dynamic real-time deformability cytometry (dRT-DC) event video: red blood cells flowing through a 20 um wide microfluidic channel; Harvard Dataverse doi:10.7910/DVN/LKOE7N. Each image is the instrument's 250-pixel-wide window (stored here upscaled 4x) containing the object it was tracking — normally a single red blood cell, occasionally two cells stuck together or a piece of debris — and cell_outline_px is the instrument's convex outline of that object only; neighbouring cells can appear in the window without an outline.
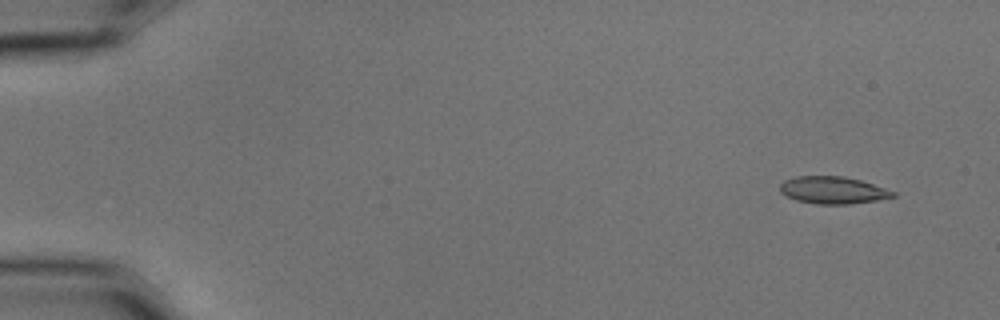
{"species": "common noctule bat (a hibernating species)", "species_latin": "Nyctalus noctula", "temperature_condition": "cold", "stored_images_in_passage": 4, "camera_frame_rate_fps": 3000, "um_per_image_px": 0.085, "animal": {"sex": "male", "body_mass_g": 15.6}, "frame": {"image": 1, "passage_image": 1, "time_ms": 0.0, "image_size_px": [1000, 320], "cell_outline_px": [[896, 196], [876, 200], [848, 204], [816, 204], [796, 200], [780, 192], [780, 184], [784, 180], [796, 176], [844, 176], [860, 180], [896, 192]], "centroid_in_image_um": [70.77, 16.16], "position_along_channel_um": 14.2, "area_um2": 17.8}}
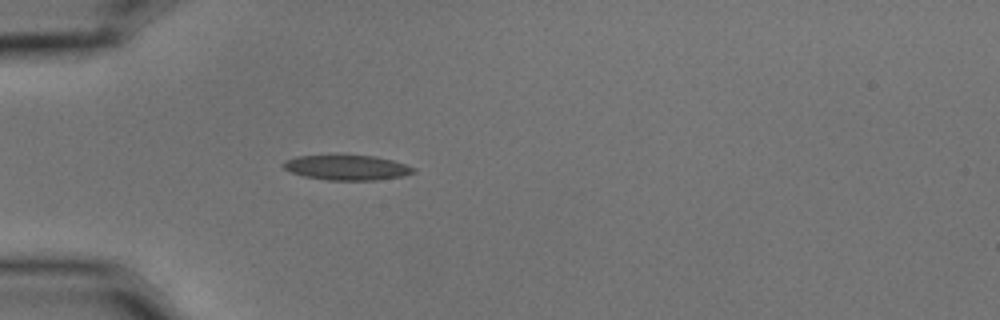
{"frame": {"image": 2, "passage_image": 4, "time_ms": 1.0, "image_size_px": [1000, 320], "cell_outline_px": [[416, 172], [400, 176], [376, 180], [328, 180], [304, 176], [292, 172], [284, 168], [280, 164], [284, 160], [296, 156], [372, 156], [392, 160], [416, 168]], "centroid_in_image_um": [29.46, 14.25], "position_along_channel_um": 55.5, "area_um2": 18.67}}